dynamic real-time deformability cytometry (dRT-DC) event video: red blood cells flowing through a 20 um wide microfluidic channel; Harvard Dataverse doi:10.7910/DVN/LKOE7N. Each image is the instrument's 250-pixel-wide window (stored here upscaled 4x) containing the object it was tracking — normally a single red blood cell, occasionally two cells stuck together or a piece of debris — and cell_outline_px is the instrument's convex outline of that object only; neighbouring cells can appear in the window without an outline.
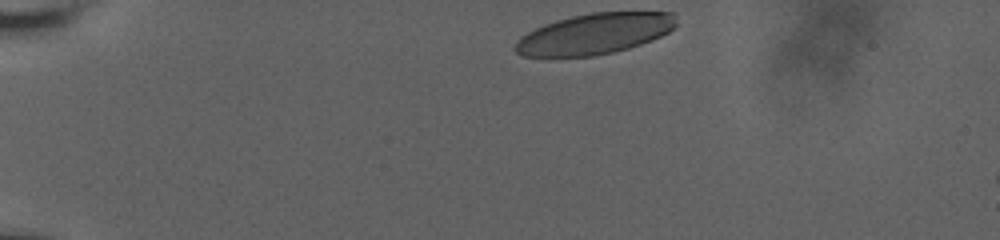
{"species": "human", "species_latin": "Homo sapiens", "temperature_condition": "room temperature", "stored_images_in_passage": 38, "camera_frame_rate_fps": 3000, "um_per_image_px": 0.085, "donor": {"sex": "male"}, "frame": {"image": 1, "passage_image": 1, "time_ms": 0.0, "image_size_px": [1000, 240], "cell_outline_px": [[676, 24], [668, 32], [652, 40], [628, 48], [596, 56], [524, 56], [516, 52], [512, 48], [520, 36], [544, 24], [556, 20], [572, 16], [592, 12], [676, 12]], "centroid_in_image_um": [50.53, 2.86], "position_along_channel_um": 34.5, "area_um2": 38.21}}
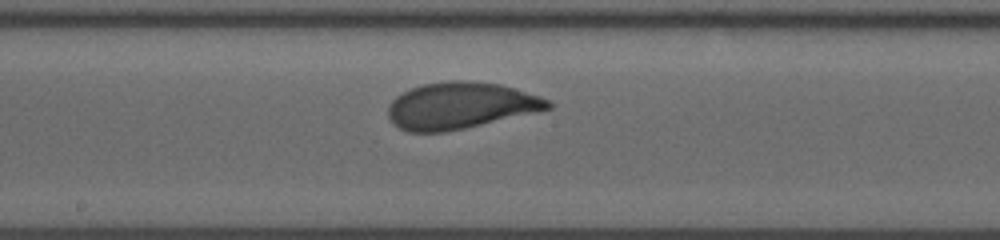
{"frame": {"image": 2, "passage_image": 22, "time_ms": 7.0, "image_size_px": [1000, 240], "cell_outline_px": [[552, 108], [536, 112], [464, 128], [444, 132], [408, 132], [392, 124], [388, 116], [388, 104], [396, 96], [412, 88], [424, 84], [448, 80], [464, 80], [500, 84], [540, 96], [548, 100], [552, 104]], "centroid_in_image_um": [39.1, 8.98], "position_along_channel_um": 209.1, "area_um2": 43.23}}
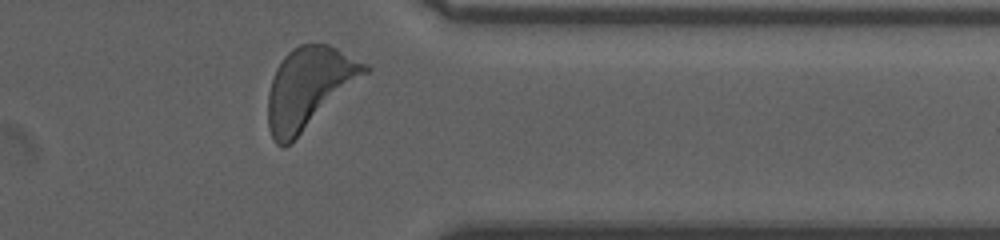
{"frame": {"image": 3, "passage_image": 37, "time_ms": 12.0, "image_size_px": [1000, 240], "cell_outline_px": [[372, 68], [368, 72], [292, 144], [284, 148], [276, 144], [268, 128], [268, 92], [276, 68], [284, 56], [292, 48], [300, 44], [328, 44], [368, 64]], "centroid_in_image_um": [26.25, 7.5], "position_along_channel_um": 385.2, "area_um2": 45.78}, "authors_computed_cell_mechanics": {"area_um2": 42.6564, "velocity_mm_per_s": 3.6195, "shape_relaxation_time_tau1_ms": 2.6747, "shape_relaxation_time_tau2_ms": null, "deformation_change_tau1": 0.1547, "deformation_change_tau2": null}}